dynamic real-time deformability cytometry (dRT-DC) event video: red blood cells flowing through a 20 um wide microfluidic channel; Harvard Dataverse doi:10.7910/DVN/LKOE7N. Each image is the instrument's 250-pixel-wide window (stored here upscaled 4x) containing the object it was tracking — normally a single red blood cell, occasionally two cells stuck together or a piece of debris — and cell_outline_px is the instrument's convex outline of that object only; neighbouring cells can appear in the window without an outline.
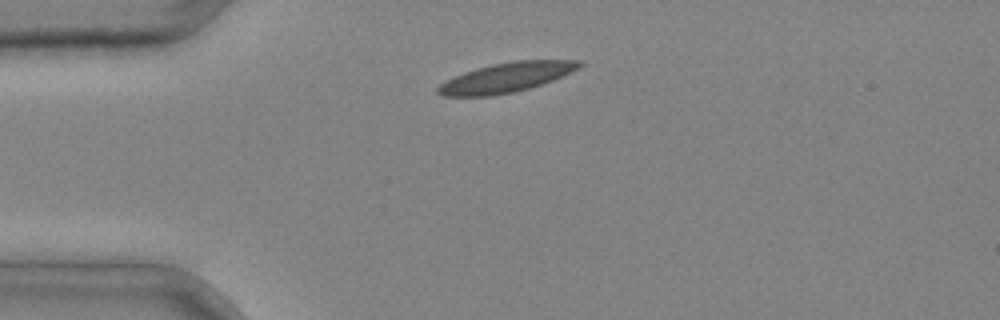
{"species": "common noctule bat (a hibernating species)", "species_latin": "Nyctalus noctula", "temperature_condition": "cold", "stored_images_in_passage": 2, "camera_frame_rate_fps": 3000, "um_per_image_px": 0.085, "animal": {"sex": "male", "body_mass_g": 20.4}, "frame": {"image": 1, "passage_image": 1, "time_ms": 0.0, "image_size_px": [1000, 320], "cell_outline_px": [[584, 64], [552, 80], [528, 88], [512, 92], [492, 96], [440, 96], [436, 92], [436, 88], [444, 80], [464, 72], [476, 68], [492, 64], [512, 60], [584, 60]], "centroid_in_image_um": [42.95, 6.58], "position_along_channel_um": 42.0, "area_um2": 24.28}}